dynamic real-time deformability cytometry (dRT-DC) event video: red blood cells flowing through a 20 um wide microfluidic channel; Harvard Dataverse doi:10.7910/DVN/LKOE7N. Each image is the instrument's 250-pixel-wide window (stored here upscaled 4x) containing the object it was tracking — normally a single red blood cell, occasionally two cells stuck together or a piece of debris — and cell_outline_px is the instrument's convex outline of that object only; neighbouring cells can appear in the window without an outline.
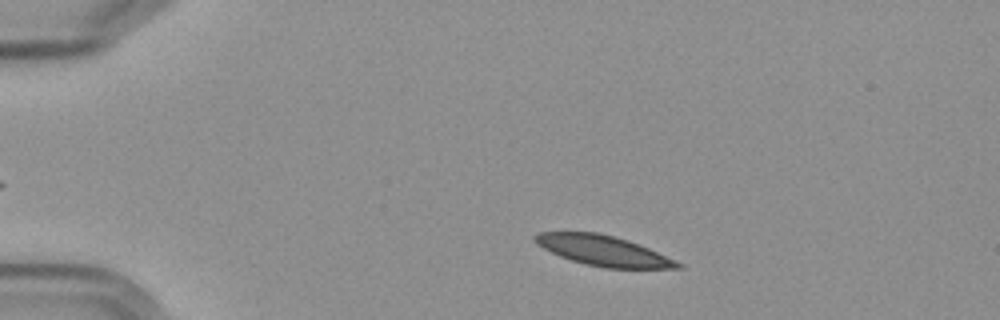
{"species": "Egyptian fruit bat (a non-hibernating species)", "species_latin": "Rousettus aegyptiacus", "temperature_condition": "cold", "stored_images_in_passage": 3, "camera_frame_rate_fps": 3000, "um_per_image_px": 0.085, "frame": {"image": 1, "passage_image": 1, "time_ms": 0.0, "image_size_px": [1000, 320], "cell_outline_px": [[684, 268], [604, 268], [584, 264], [560, 256], [536, 244], [532, 240], [532, 236], [540, 232], [596, 232], [628, 240], [648, 248], [676, 260], [684, 264]], "centroid_in_image_um": [51.27, 21.31], "position_along_channel_um": 33.7, "area_um2": 25.03}}